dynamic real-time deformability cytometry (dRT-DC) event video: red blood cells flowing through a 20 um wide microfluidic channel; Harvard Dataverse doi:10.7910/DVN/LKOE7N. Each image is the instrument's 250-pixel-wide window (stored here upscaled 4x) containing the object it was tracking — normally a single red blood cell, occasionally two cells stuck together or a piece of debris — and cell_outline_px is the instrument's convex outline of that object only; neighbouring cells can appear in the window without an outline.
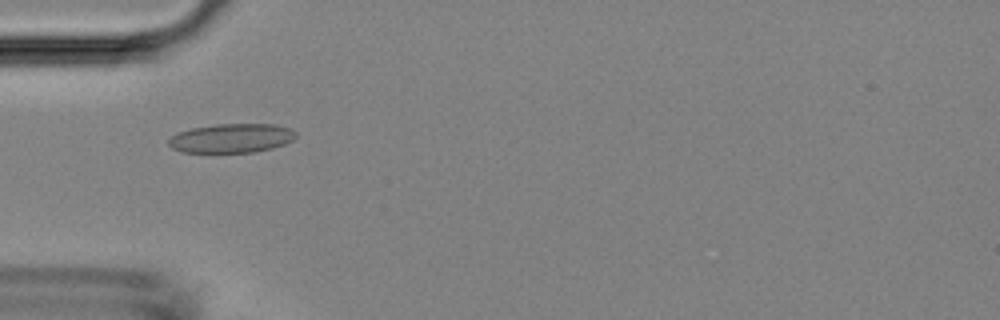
{"species": "Egyptian fruit bat (a non-hibernating species)", "species_latin": "Rousettus aegyptiacus", "temperature_condition": "room temperature", "stored_images_in_passage": 8, "camera_frame_rate_fps": 3000, "um_per_image_px": 0.085, "animal": {"sex": "female"}, "frame": {"image": 1, "passage_image": 4, "time_ms": 5.0, "image_size_px": [1000, 320], "cell_outline_px": [[296, 136], [292, 140], [284, 144], [272, 148], [256, 152], [212, 156], [180, 152], [172, 148], [168, 144], [168, 140], [176, 132], [192, 128], [216, 124], [276, 124], [292, 128], [296, 132]], "centroid_in_image_um": [19.62, 11.8], "position_along_channel_um": 65.4, "area_um2": 22.83}}
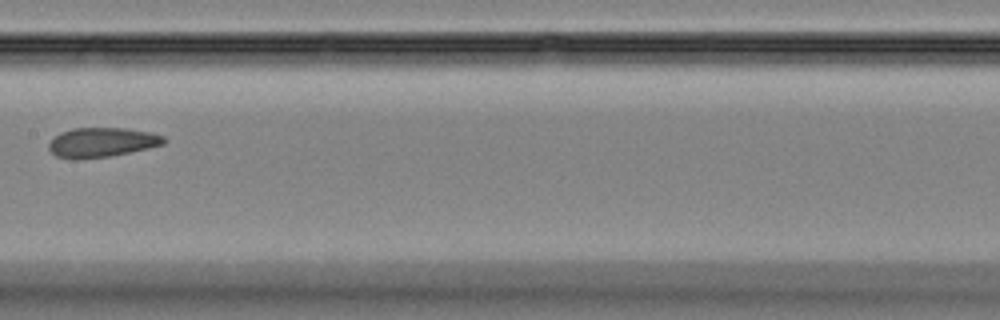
{"frame": {"image": 2, "passage_image": 7, "time_ms": 8.333, "image_size_px": [1000, 320], "cell_outline_px": [[168, 140], [164, 144], [148, 148], [112, 156], [76, 160], [72, 160], [56, 156], [48, 148], [48, 144], [60, 132], [72, 128], [124, 128], [152, 132], [164, 136]], "centroid_in_image_um": [8.67, 12.11], "position_along_channel_um": 198.7, "area_um2": 20.06}}
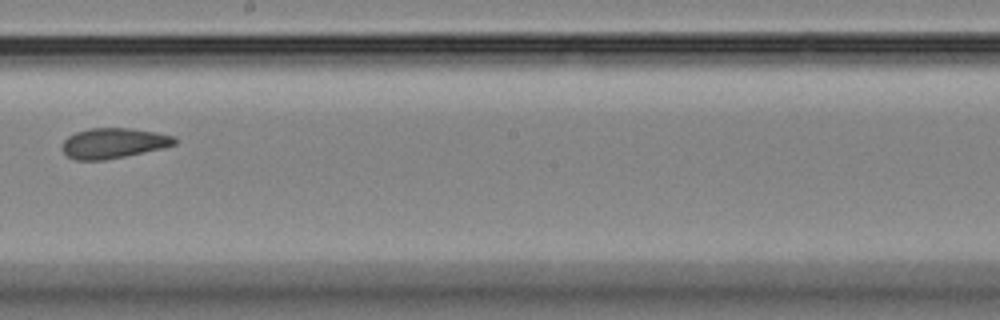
{"frame": {"image": 3, "passage_image": 8, "time_ms": 9.333, "image_size_px": [1000, 320], "cell_outline_px": [[176, 144], [164, 148], [104, 160], [76, 160], [68, 156], [60, 148], [64, 140], [68, 136], [76, 132], [88, 128], [128, 128], [156, 132], [172, 136], [176, 140]], "centroid_in_image_um": [9.61, 12.17], "position_along_channel_um": 238.6, "area_um2": 19.77}}